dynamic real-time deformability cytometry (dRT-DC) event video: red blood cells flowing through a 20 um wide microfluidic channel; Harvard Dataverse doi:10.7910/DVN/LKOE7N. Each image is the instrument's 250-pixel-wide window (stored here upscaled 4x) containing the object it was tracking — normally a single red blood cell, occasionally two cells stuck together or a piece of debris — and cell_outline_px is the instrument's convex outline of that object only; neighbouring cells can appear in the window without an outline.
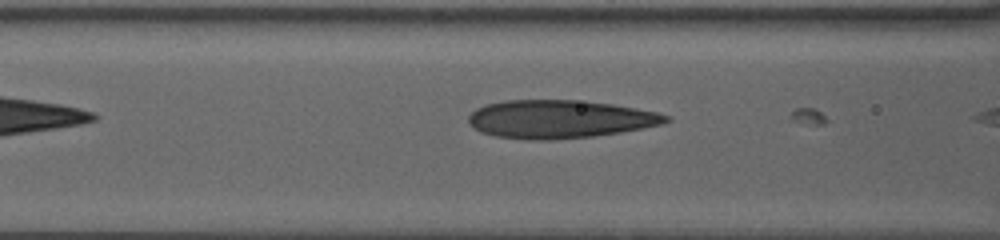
{"species": "human", "species_latin": "Homo sapiens", "temperature_condition": "warm", "stored_images_in_passage": 14, "camera_frame_rate_fps": 3000, "um_per_image_px": 0.085, "donor": {"sex": "female"}, "frame": {"image": 1, "passage_image": 8, "time_ms": 1.333, "image_size_px": [1000, 240], "cell_outline_px": [[668, 120], [660, 124], [640, 128], [592, 136], [552, 140], [528, 140], [496, 136], [480, 132], [468, 120], [468, 116], [476, 108], [488, 104], [504, 100], [576, 100], [612, 104], [636, 108], [656, 112], [668, 116]], "centroid_in_image_um": [47.51, 10.12], "position_along_channel_um": 119.1, "area_um2": 43.35}}